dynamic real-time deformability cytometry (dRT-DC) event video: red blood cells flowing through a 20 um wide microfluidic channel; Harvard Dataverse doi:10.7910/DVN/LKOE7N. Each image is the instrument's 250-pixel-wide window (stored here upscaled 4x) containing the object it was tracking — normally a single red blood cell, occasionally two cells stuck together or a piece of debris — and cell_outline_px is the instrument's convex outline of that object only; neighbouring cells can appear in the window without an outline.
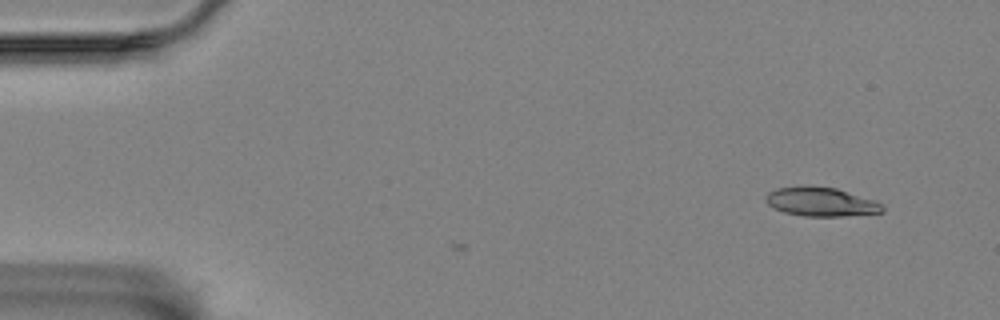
{"species": "Egyptian fruit bat (a non-hibernating species)", "species_latin": "Rousettus aegyptiacus", "temperature_condition": "room temperature", "stored_images_in_passage": 6, "camera_frame_rate_fps": 3000, "um_per_image_px": 0.085, "animal": {"sex": "female"}, "frame": {"image": 1, "passage_image": 6, "time_ms": 1.667, "image_size_px": [1000, 320], "cell_outline_px": [[884, 212], [844, 216], [804, 216], [784, 212], [772, 208], [764, 200], [764, 196], [768, 192], [776, 188], [800, 184], [812, 184], [836, 188], [876, 200], [884, 208]], "centroid_in_image_um": [69.72, 17.12], "position_along_channel_um": 15.3, "area_um2": 20.29}}